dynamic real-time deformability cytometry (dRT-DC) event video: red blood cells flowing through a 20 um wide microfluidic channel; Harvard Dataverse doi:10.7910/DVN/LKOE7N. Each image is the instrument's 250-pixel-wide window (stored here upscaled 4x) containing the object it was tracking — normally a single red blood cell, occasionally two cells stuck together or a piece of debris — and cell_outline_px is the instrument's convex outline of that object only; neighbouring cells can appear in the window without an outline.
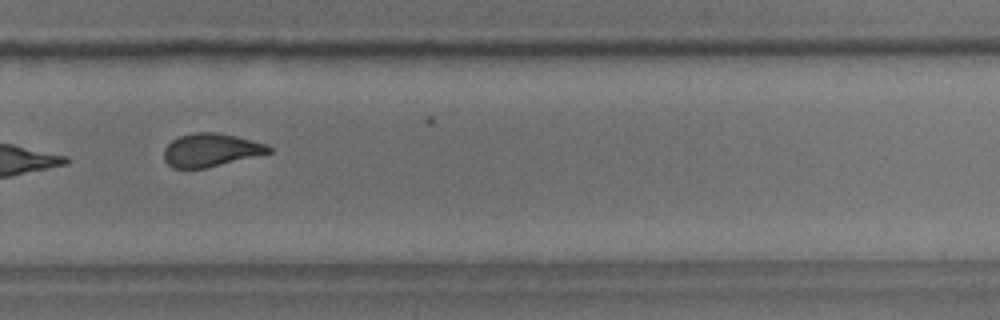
{"species": "common noctule bat (a hibernating species)", "species_latin": "Nyctalus noctula", "temperature_condition": "room temperature", "stored_images_in_passage": 16, "camera_frame_rate_fps": 3000, "um_per_image_px": 0.085, "animal": {"sex": "male", "body_mass_g": 18.8}, "frame": {"image": 1, "passage_image": 12, "time_ms": 3.667, "image_size_px": [1000, 320], "cell_outline_px": [[272, 152], [208, 168], [172, 168], [164, 160], [164, 148], [172, 140], [180, 136], [196, 132], [216, 132], [236, 136], [268, 144], [272, 148]], "centroid_in_image_um": [17.93, 12.76], "position_along_channel_um": 311.9, "area_um2": 20.35}}